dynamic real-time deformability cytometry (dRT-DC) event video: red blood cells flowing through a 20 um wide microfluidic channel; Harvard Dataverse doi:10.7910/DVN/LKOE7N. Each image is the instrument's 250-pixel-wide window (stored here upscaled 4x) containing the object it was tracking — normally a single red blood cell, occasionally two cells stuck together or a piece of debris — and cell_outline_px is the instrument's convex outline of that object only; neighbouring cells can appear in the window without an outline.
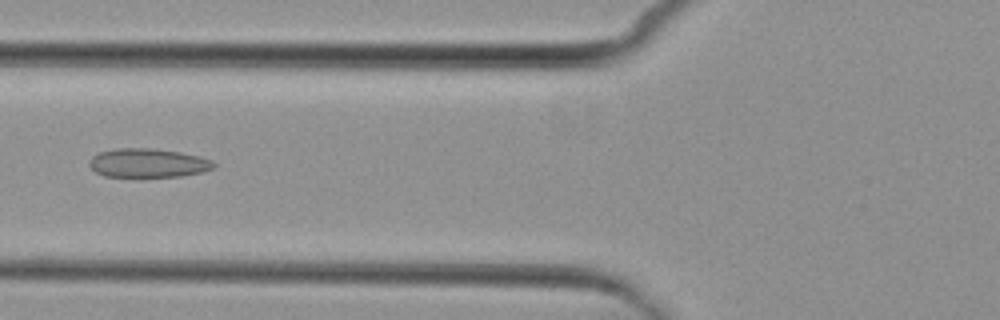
{"species": "common noctule bat (a hibernating species)", "species_latin": "Nyctalus noctula", "temperature_condition": "cold", "stored_images_in_passage": 6, "camera_frame_rate_fps": 3000, "um_per_image_px": 0.085, "animal": {"sex": "female", "body_mass_g": 29.2, "forearm_length_mm": 56.3}, "frame": {"image": 1, "passage_image": 6, "time_ms": 6.333, "image_size_px": [1000, 320], "cell_outline_px": [[216, 164], [212, 168], [204, 172], [180, 176], [104, 176], [96, 172], [88, 164], [88, 160], [92, 156], [100, 152], [116, 148], [152, 148], [180, 152], [200, 156], [212, 160]], "centroid_in_image_um": [12.58, 13.84], "position_along_channel_um": 113.2, "area_um2": 20.92}}